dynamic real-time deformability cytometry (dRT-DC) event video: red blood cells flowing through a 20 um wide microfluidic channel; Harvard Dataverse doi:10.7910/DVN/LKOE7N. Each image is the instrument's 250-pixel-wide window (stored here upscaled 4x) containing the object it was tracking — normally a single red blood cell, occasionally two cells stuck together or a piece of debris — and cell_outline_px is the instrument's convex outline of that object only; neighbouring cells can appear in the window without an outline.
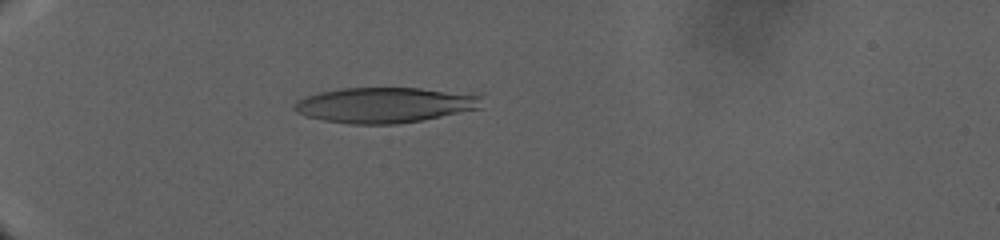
{"species": "human", "species_latin": "Homo sapiens", "temperature_condition": "warm", "stored_images_in_passage": 48, "camera_frame_rate_fps": 3000, "um_per_image_px": 0.085, "donor": {"sex": "male"}, "frame": {"image": 1, "passage_image": 17, "time_ms": 14.333, "image_size_px": [1000, 240], "cell_outline_px": [[484, 92], [480, 108], [424, 120], [396, 124], [348, 124], [324, 120], [304, 116], [296, 112], [292, 108], [292, 104], [296, 100], [304, 96], [320, 92], [340, 88], [420, 88]], "centroid_in_image_um": [32.78, 8.91], "position_along_channel_um": 52.2, "area_um2": 39.71}}
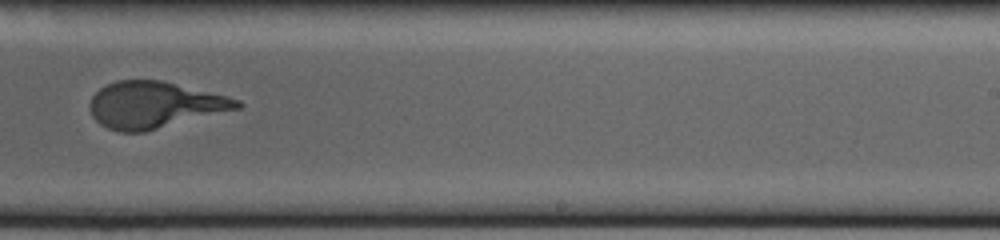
{"frame": {"image": 2, "passage_image": 34, "time_ms": 29.333, "image_size_px": [1000, 240], "cell_outline_px": [[244, 104], [240, 108], [144, 132], [120, 132], [108, 128], [100, 124], [92, 116], [88, 104], [92, 96], [100, 88], [116, 80], [164, 80], [228, 96], [240, 100]], "centroid_in_image_um": [13.13, 8.91], "position_along_channel_um": 275.9, "area_um2": 40.06}}
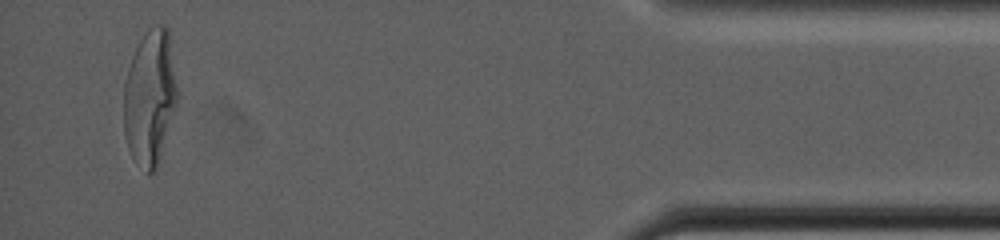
{"frame": {"image": 3, "passage_image": 47, "time_ms": 40.667, "image_size_px": [1000, 240], "cell_outline_px": [[176, 104], [156, 168], [152, 172], [148, 172], [132, 156], [128, 148], [124, 132], [124, 80], [132, 56], [144, 32], [148, 28], [156, 24], [164, 24], [168, 28], [176, 84]], "centroid_in_image_um": [12.72, 8.21], "position_along_channel_um": 422.5, "area_um2": 41.44}}